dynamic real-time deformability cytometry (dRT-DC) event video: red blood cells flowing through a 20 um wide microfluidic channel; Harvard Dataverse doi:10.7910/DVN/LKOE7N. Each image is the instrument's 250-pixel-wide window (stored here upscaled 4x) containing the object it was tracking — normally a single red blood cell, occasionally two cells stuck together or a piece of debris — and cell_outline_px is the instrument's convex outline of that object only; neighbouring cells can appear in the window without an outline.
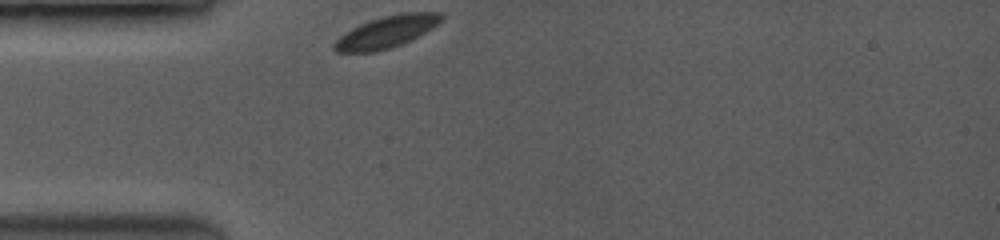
{"species": "common noctule bat (a hibernating species)", "species_latin": "Nyctalus noctula", "temperature_condition": "room temperature", "stored_images_in_passage": 29, "camera_frame_rate_fps": 3500, "um_per_image_px": 0.085, "animal": {"sex": "female", "body_mass_g": 19.0, "forearm_length_mm": 53.3}, "frame": {"image": 1, "passage_image": 1, "time_ms": 0.0, "image_size_px": [1000, 240], "cell_outline_px": [[444, 16], [432, 28], [400, 44], [376, 52], [336, 52], [332, 48], [332, 44], [340, 36], [352, 28], [360, 24], [384, 16], [404, 12], [440, 12]], "centroid_in_image_um": [32.81, 2.71], "position_along_channel_um": 52.2, "area_um2": 19.42}}
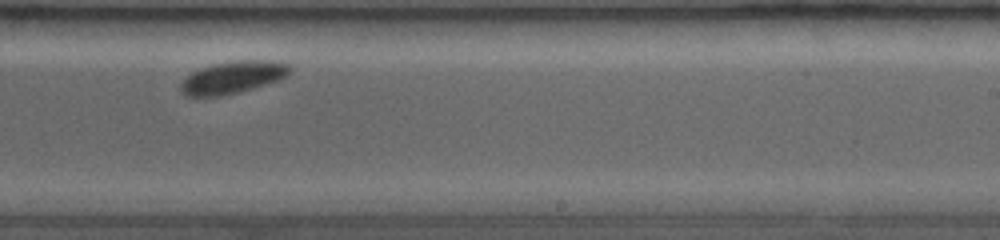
{"frame": {"image": 2, "passage_image": 15, "time_ms": 6.0, "image_size_px": [1000, 240], "cell_outline_px": [[292, 72], [280, 80], [236, 92], [212, 96], [192, 96], [184, 92], [180, 88], [180, 84], [192, 72], [216, 64], [236, 60], [268, 60], [288, 64], [292, 68]], "centroid_in_image_um": [19.86, 6.55], "position_along_channel_um": 269.1, "area_um2": 19.88}}
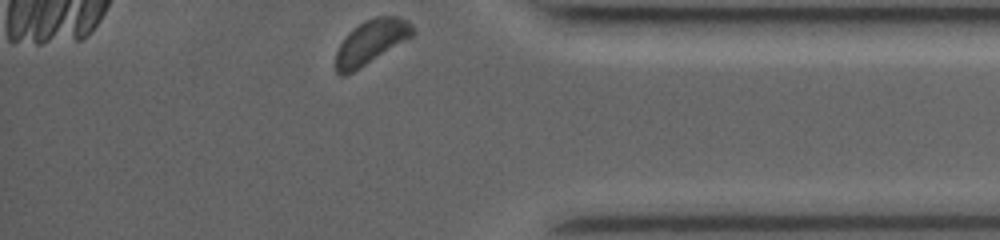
{"frame": {"image": 3, "passage_image": 29, "time_ms": 9.714, "image_size_px": [1000, 240], "cell_outline_px": [[416, 32], [412, 36], [352, 72], [344, 76], [340, 76], [336, 72], [336, 52], [340, 44], [364, 20], [376, 16], [396, 16], [412, 24]], "centroid_in_image_um": [31.55, 3.56], "position_along_channel_um": 403.7, "area_um2": 19.07}}